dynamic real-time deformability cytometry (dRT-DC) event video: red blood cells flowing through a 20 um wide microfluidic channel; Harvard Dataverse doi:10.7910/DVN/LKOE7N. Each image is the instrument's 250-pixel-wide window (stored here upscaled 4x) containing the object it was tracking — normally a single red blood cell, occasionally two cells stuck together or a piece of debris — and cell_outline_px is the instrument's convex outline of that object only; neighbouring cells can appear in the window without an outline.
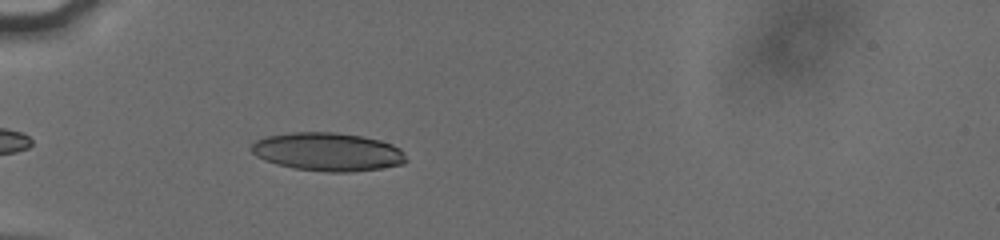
{"species": "human", "species_latin": "Homo sapiens", "temperature_condition": "cold", "stored_images_in_passage": 38, "camera_frame_rate_fps": 3000, "um_per_image_px": 0.085, "donor": {"sex": "male"}, "frame": {"image": 1, "passage_image": 4, "time_ms": 1.0, "image_size_px": [1000, 240], "cell_outline_px": [[408, 160], [404, 164], [380, 168], [352, 172], [324, 172], [292, 168], [276, 164], [264, 160], [256, 156], [248, 148], [256, 140], [268, 136], [292, 132], [336, 132], [360, 136], [380, 140], [392, 144], [400, 148], [404, 152]], "centroid_in_image_um": [27.86, 12.91], "position_along_channel_um": 57.1, "area_um2": 34.85}}
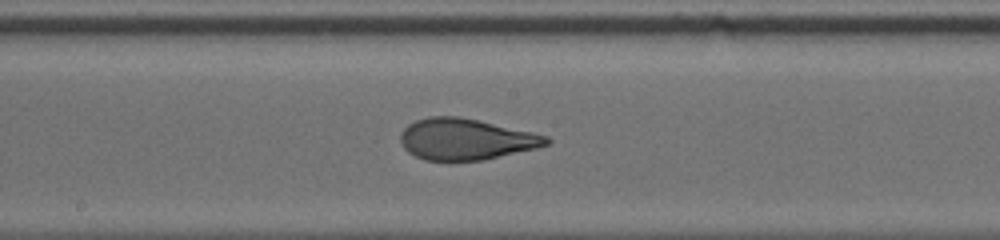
{"frame": {"image": 2, "passage_image": 17, "time_ms": 5.333, "image_size_px": [1000, 240], "cell_outline_px": [[552, 140], [548, 144], [536, 148], [484, 160], [424, 160], [408, 152], [404, 148], [400, 140], [400, 132], [408, 124], [416, 120], [428, 116], [456, 116], [476, 120], [532, 132], [548, 136]], "centroid_in_image_um": [39.57, 11.83], "position_along_channel_um": 208.6, "area_um2": 34.85}}
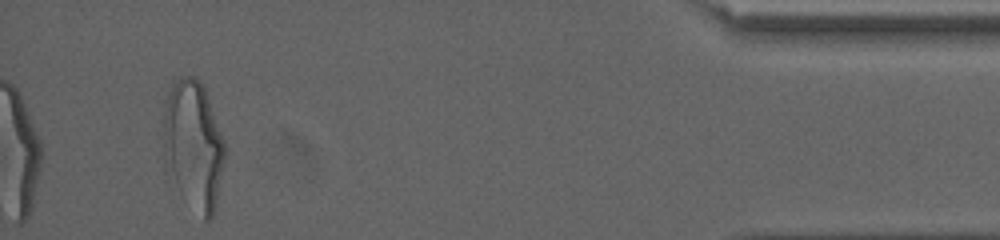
{"frame": {"image": 3, "passage_image": 38, "time_ms": 12.333, "image_size_px": [1000, 240], "cell_outline_px": [[224, 164], [216, 204], [212, 216], [208, 224], [204, 220], [176, 180], [172, 168], [164, 140], [164, 112], [168, 96], [172, 84], [180, 76], [196, 76], [200, 80], [204, 88], [224, 140]], "centroid_in_image_um": [16.52, 12.21], "position_along_channel_um": 418.7, "area_um2": 43.7}, "authors_computed_cell_mechanics": {"area_um2": 35.0846, "velocity_mm_per_s": 3.8273, "shape_relaxation_time_tau1_ms": 4.0596, "shape_relaxation_time_tau2_ms": 0.93, "deformation_change_tau1": 0.1753, "deformation_change_tau2": 0.0891}}